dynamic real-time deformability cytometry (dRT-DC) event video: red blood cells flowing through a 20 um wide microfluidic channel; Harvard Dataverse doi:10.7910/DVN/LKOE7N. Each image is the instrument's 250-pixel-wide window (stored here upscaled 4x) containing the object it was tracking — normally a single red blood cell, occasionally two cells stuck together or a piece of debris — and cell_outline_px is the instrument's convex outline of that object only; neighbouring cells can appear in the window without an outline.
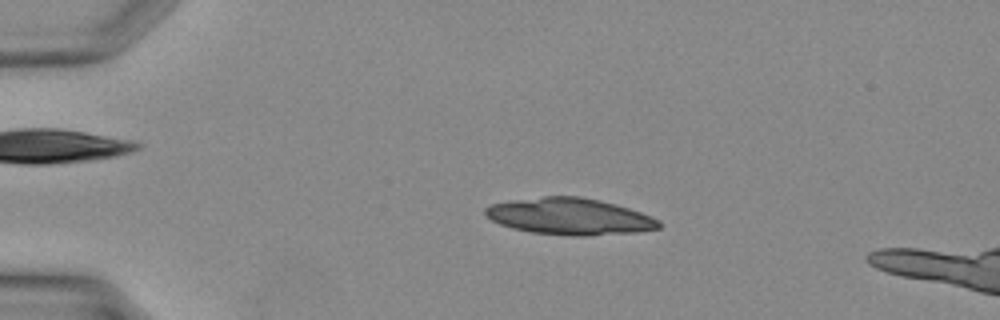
{"species": "Egyptian fruit bat (a non-hibernating species)", "species_latin": "Rousettus aegyptiacus", "temperature_condition": "warm", "stored_images_in_passage": 14, "camera_frame_rate_fps": 3000, "um_per_image_px": 0.085, "animal": {"sex": "female"}, "frame": {"image": 1, "passage_image": 8, "time_ms": 2.333, "image_size_px": [1000, 320], "cell_outline_px": [[660, 228], [636, 232], [588, 236], [568, 236], [532, 232], [512, 228], [500, 224], [492, 220], [484, 212], [484, 208], [488, 204], [512, 200], [544, 196], [580, 196], [600, 200], [616, 204], [652, 216], [660, 220]], "centroid_in_image_um": [48.42, 18.39], "position_along_channel_um": 36.6, "area_um2": 37.22}}